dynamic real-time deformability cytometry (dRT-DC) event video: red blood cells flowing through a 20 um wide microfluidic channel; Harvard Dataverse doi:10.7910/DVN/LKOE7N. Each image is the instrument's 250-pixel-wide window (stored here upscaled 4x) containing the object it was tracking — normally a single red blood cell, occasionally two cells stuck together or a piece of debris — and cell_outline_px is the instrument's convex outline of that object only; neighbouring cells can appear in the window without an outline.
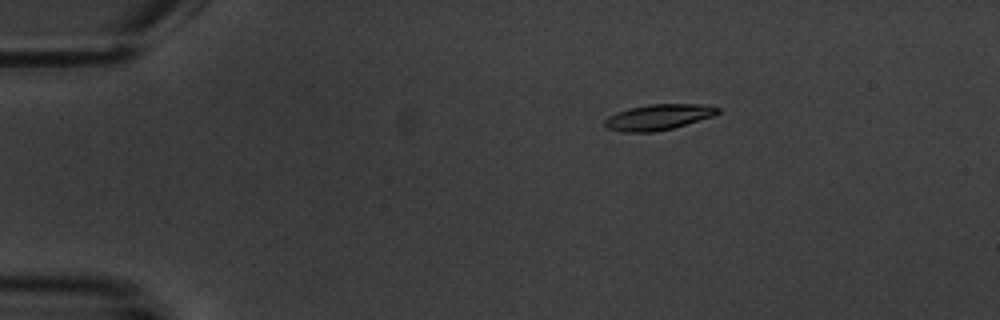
{"species": "common noctule bat (a hibernating species)", "species_latin": "Nyctalus noctula", "temperature_condition": "warm", "stored_images_in_passage": 9, "camera_frame_rate_fps": 3000, "um_per_image_px": 0.085, "animal": {"sex": "male", "body_mass_g": 20.1, "forearm_length_mm": 53.5}, "frame": {"image": 1, "passage_image": 4, "time_ms": 3.333, "image_size_px": [1000, 320], "cell_outline_px": [[720, 112], [712, 116], [672, 128], [652, 132], [624, 132], [608, 128], [604, 124], [604, 120], [608, 116], [616, 112], [632, 108], [652, 104], [704, 104], [720, 108]], "centroid_in_image_um": [55.96, 9.95], "position_along_channel_um": 29.0, "area_um2": 16.65}}
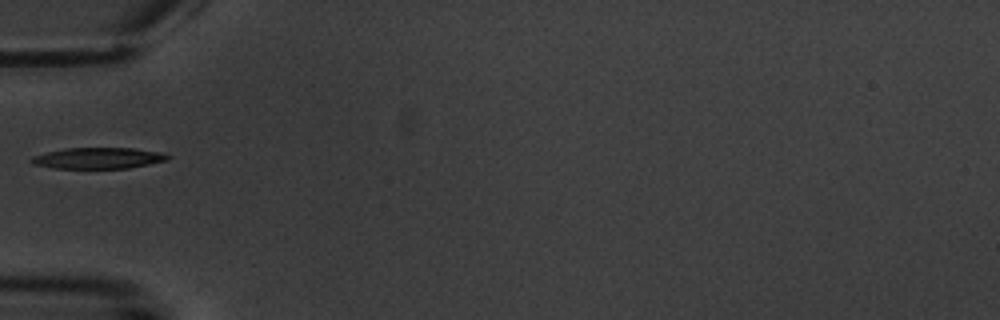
{"frame": {"image": 2, "passage_image": 6, "time_ms": 6.667, "image_size_px": [1000, 320], "cell_outline_px": [[172, 156], [168, 160], [128, 168], [56, 168], [32, 164], [28, 160], [32, 156], [64, 148], [136, 148], [160, 152]], "centroid_in_image_um": [8.35, 13.43], "position_along_channel_um": 76.7, "area_um2": 16.76}}